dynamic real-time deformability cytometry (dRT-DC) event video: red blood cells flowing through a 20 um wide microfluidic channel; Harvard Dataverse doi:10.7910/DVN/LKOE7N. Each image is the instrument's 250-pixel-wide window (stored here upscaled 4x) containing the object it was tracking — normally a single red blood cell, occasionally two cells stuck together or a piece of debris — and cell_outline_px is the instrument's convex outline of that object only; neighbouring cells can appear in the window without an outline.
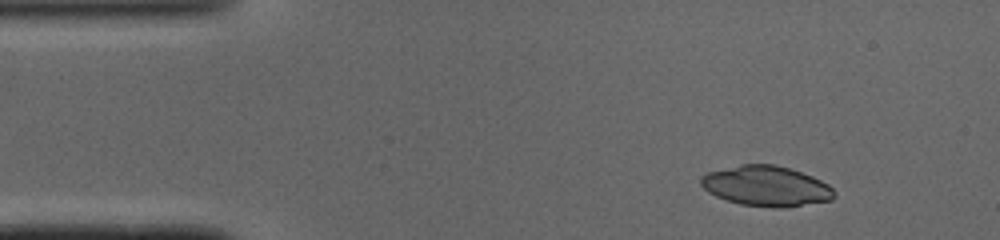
{"species": "common noctule bat (a hibernating species)", "species_latin": "Nyctalus noctula", "temperature_condition": "cold", "stored_images_in_passage": 48, "camera_frame_rate_fps": 3000, "um_per_image_px": 0.085, "animal": {"sex": "male", "body_mass_g": 19.0, "forearm_length_mm": 50.8}, "frame": {"image": 1, "passage_image": 5, "time_ms": 1.333, "image_size_px": [1000, 240], "cell_outline_px": [[836, 196], [832, 200], [780, 208], [772, 208], [740, 204], [716, 196], [708, 192], [700, 184], [700, 176], [708, 172], [740, 164], [776, 164], [812, 176], [828, 184], [836, 192]], "centroid_in_image_um": [65.13, 15.81], "position_along_channel_um": 19.9, "area_um2": 31.33}}